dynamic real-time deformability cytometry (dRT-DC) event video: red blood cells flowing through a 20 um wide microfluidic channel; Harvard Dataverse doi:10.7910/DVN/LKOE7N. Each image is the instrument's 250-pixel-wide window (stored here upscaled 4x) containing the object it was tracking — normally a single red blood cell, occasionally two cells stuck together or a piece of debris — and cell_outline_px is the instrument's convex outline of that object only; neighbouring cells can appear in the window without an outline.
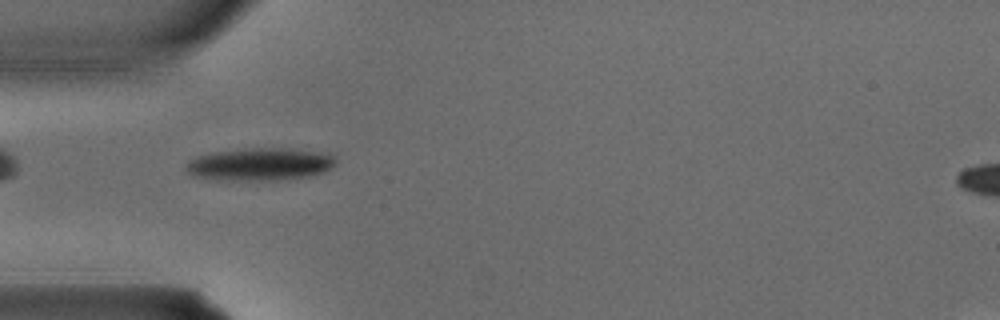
{"species": "common noctule bat (a hibernating species)", "species_latin": "Nyctalus noctula", "temperature_condition": "warm", "stored_images_in_passage": 4, "camera_frame_rate_fps": 3000, "um_per_image_px": 0.085, "animal": {"sex": "male", "body_mass_g": 15.6}, "frame": {"image": 1, "passage_image": 4, "time_ms": 1.0, "image_size_px": [1000, 320], "cell_outline_px": [[336, 164], [332, 168], [324, 172], [308, 176], [276, 180], [220, 180], [192, 176], [184, 168], [184, 164], [196, 156], [216, 152], [252, 148], [292, 148], [328, 152], [336, 156]], "centroid_in_image_um": [22.14, 13.95], "position_along_channel_um": 62.9, "area_um2": 28.84}}